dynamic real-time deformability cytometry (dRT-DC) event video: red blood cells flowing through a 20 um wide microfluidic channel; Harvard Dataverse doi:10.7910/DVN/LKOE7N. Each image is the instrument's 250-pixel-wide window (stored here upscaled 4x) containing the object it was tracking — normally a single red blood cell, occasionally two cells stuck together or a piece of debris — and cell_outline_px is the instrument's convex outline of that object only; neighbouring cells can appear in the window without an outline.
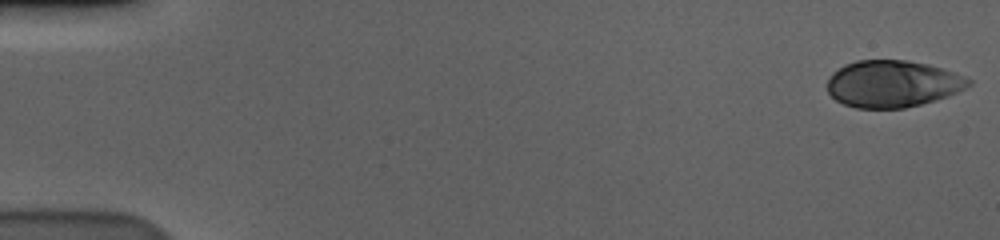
{"species": "human", "species_latin": "Homo sapiens", "temperature_condition": "cold", "stored_images_in_passage": 57, "camera_frame_rate_fps": 3000, "um_per_image_px": 0.085, "donor": {"sex": "male"}, "frame": {"image": 1, "passage_image": 1, "time_ms": 0.0, "image_size_px": [1000, 240], "cell_outline_px": [[972, 84], [948, 96], [936, 100], [904, 108], [856, 108], [844, 104], [836, 100], [828, 92], [828, 80], [832, 72], [844, 64], [856, 60], [908, 60], [928, 64], [964, 76], [972, 80]], "centroid_in_image_um": [75.85, 7.12], "position_along_channel_um": 9.2, "area_um2": 38.55}}
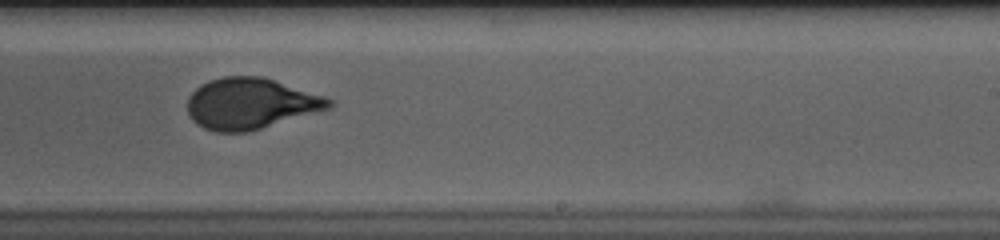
{"frame": {"image": 2, "passage_image": 36, "time_ms": 11.667, "image_size_px": [1000, 240], "cell_outline_px": [[336, 104], [332, 108], [248, 132], [216, 132], [204, 128], [196, 124], [188, 116], [188, 96], [200, 84], [208, 80], [224, 76], [260, 76], [324, 96], [332, 100]], "centroid_in_image_um": [21.28, 8.81], "position_along_channel_um": 267.7, "area_um2": 42.19}}
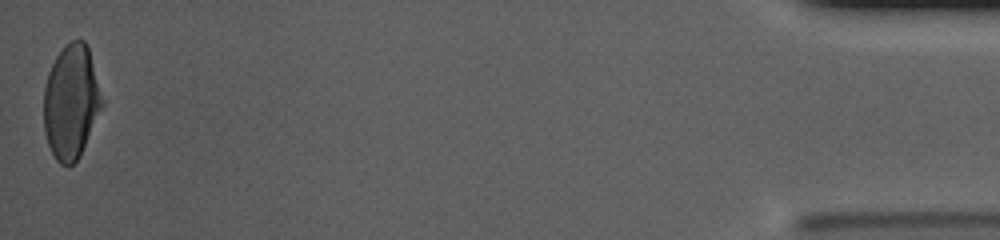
{"frame": {"image": 3, "passage_image": 57, "time_ms": 18.667, "image_size_px": [1000, 240], "cell_outline_px": [[104, 104], [80, 156], [68, 168], [60, 164], [56, 160], [48, 144], [44, 132], [44, 88], [48, 72], [56, 56], [72, 40], [84, 40], [88, 48], [104, 100]], "centroid_in_image_um": [6.05, 8.7], "position_along_channel_um": 429.1, "area_um2": 38.78}, "authors_computed_cell_mechanics": {"area_um2": 41.0958, "velocity_mm_per_s": 3.5896, "shape_relaxation_time_tau1_ms": 4.7927, "shape_relaxation_time_tau2_ms": null, "deformation_change_tau1": 0.1881, "deformation_change_tau2": null}}